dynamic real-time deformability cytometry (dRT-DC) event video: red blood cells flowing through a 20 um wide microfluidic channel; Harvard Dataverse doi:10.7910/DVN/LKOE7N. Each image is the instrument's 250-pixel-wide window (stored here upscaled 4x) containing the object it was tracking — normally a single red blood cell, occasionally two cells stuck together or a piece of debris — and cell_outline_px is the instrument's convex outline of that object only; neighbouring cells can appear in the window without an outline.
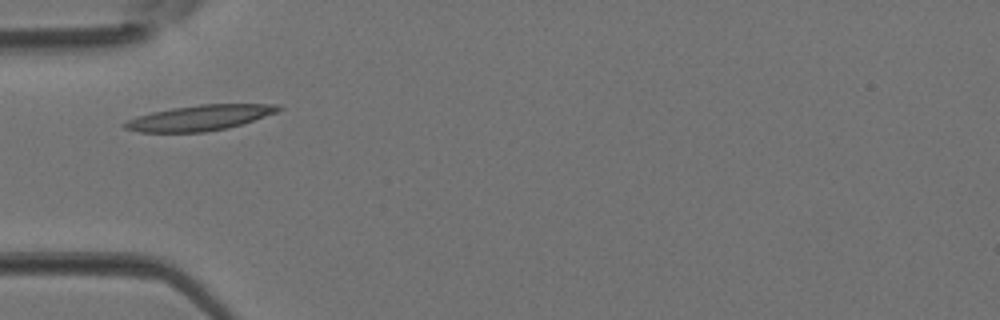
{"species": "Egyptian fruit bat (a non-hibernating species)", "species_latin": "Rousettus aegyptiacus", "temperature_condition": "room temperature", "stored_images_in_passage": 1, "camera_frame_rate_fps": 3000, "um_per_image_px": 0.085, "animal": {"sex": "female"}, "frame": {"image": 1, "passage_image": 1, "time_ms": 0.0, "image_size_px": [1000, 320], "cell_outline_px": [[284, 108], [276, 112], [228, 128], [204, 132], [140, 132], [124, 128], [120, 124], [136, 116], [152, 112], [172, 108], [200, 104], [280, 104]], "centroid_in_image_um": [16.94, 10.01], "position_along_channel_um": 68.1, "area_um2": 22.66}}